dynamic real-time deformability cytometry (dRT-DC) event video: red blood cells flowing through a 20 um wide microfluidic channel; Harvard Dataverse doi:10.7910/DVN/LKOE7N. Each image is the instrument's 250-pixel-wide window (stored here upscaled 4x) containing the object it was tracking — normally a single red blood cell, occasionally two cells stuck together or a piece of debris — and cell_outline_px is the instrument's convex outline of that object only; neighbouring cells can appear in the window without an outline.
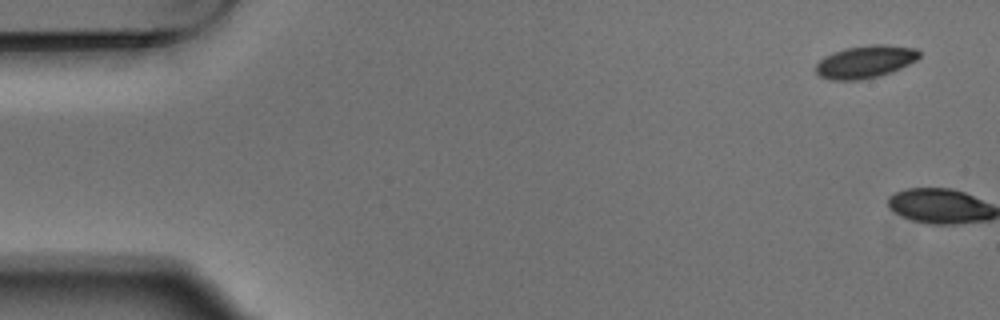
{"species": "Egyptian fruit bat (a non-hibernating species)", "species_latin": "Rousettus aegyptiacus", "temperature_condition": "warm", "stored_images_in_passage": 2, "camera_frame_rate_fps": 3000, "um_per_image_px": 0.085, "animal": {"sex": "male"}, "frame": {"image": 1, "passage_image": 1, "time_ms": 0.0, "image_size_px": [1000, 320], "cell_outline_px": [[920, 56], [916, 60], [892, 72], [880, 76], [860, 80], [832, 80], [820, 76], [816, 72], [816, 64], [824, 56], [832, 52], [844, 48], [872, 44], [884, 44], [916, 48], [920, 52]], "centroid_in_image_um": [73.55, 5.24], "position_along_channel_um": 11.5, "area_um2": 19.77}}